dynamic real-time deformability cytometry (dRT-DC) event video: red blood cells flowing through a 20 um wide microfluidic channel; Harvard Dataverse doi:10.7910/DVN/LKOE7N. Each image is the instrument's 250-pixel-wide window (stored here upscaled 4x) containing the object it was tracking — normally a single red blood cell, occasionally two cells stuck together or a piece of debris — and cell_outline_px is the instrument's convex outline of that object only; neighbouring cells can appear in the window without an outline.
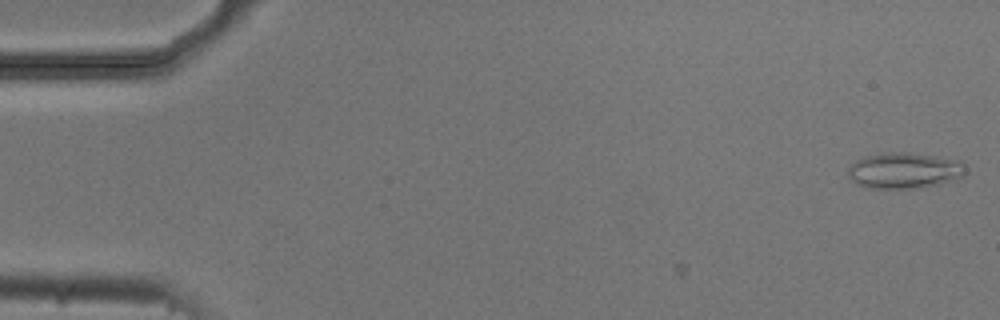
{"species": "common noctule bat (a hibernating species)", "species_latin": "Nyctalus noctula", "temperature_condition": "cold", "stored_images_in_passage": 6, "camera_frame_rate_fps": 3000, "um_per_image_px": 0.085, "animal": {"sex": "male", "body_mass_g": 20.5, "forearm_length_mm": 52.5}, "frame": {"image": 1, "passage_image": 6, "time_ms": 1.667, "image_size_px": [1000, 320], "cell_outline_px": [[964, 172], [960, 176], [936, 184], [912, 188], [868, 188], [856, 184], [848, 176], [848, 168], [856, 160], [864, 156], [888, 152], [908, 152], [936, 156], [960, 160], [964, 164]], "centroid_in_image_um": [76.79, 14.47], "position_along_channel_um": 8.2, "area_um2": 24.28}}